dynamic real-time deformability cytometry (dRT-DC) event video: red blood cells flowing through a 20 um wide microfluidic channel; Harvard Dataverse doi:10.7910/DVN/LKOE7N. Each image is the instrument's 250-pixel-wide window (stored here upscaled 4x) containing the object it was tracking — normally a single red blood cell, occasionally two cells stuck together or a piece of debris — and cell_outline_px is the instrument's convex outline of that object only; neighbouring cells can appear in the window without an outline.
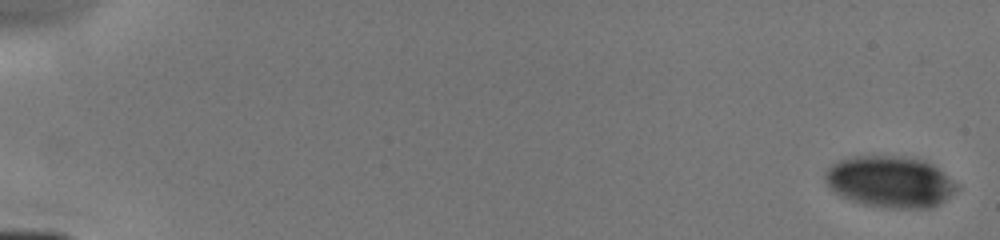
{"species": "human", "species_latin": "Homo sapiens", "temperature_condition": "cold", "stored_images_in_passage": 5, "camera_frame_rate_fps": 3000, "um_per_image_px": 0.085, "donor": {"sex": "male"}, "frame": {"image": 1, "passage_image": 1, "time_ms": 0.0, "image_size_px": [1000, 240], "cell_outline_px": [[960, 188], [956, 192], [940, 204], [928, 208], [884, 208], [864, 204], [840, 196], [824, 180], [824, 172], [832, 164], [840, 160], [856, 156], [900, 156], [924, 160], [932, 164], [960, 184]], "centroid_in_image_um": [75.7, 15.45], "position_along_channel_um": 9.3, "area_um2": 39.65}}
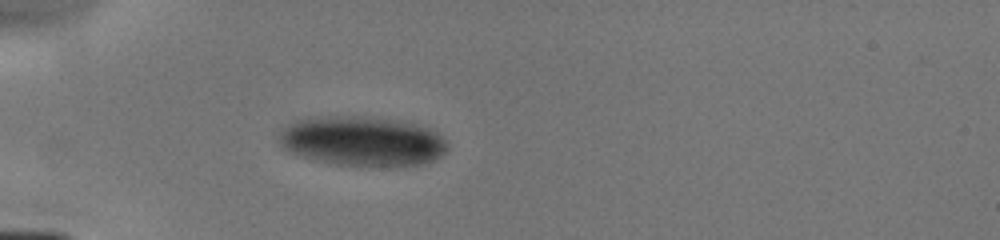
{"frame": {"image": 2, "passage_image": 5, "time_ms": 5.0, "image_size_px": [1000, 240], "cell_outline_px": [[448, 148], [436, 160], [424, 164], [336, 164], [316, 160], [292, 152], [284, 148], [280, 144], [280, 132], [288, 124], [296, 120], [320, 116], [356, 116], [396, 120], [416, 124], [432, 128], [448, 144]], "centroid_in_image_um": [30.81, 11.96], "position_along_channel_um": 54.2, "area_um2": 47.92}}